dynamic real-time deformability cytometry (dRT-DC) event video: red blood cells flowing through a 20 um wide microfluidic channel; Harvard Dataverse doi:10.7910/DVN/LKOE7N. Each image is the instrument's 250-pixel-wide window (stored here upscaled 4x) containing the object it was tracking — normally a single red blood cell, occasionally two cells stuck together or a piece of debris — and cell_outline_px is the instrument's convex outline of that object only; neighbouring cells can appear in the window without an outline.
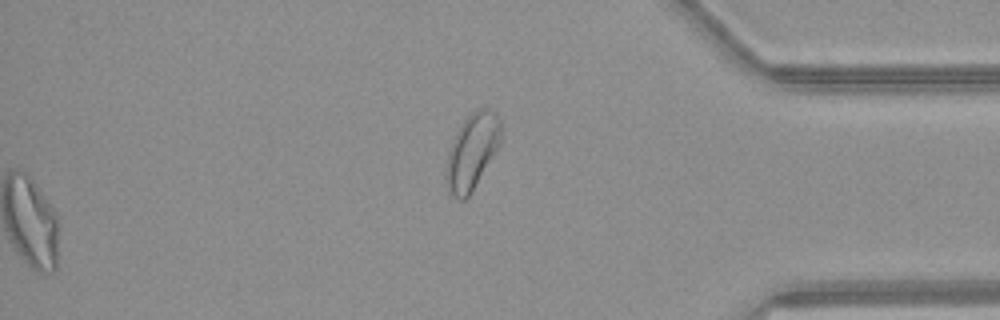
{"species": "common noctule bat (a hibernating species)", "species_latin": "Nyctalus noctula", "temperature_condition": "warm", "stored_images_in_passage": 48, "segment_of_instrument_passage": [2, 2], "camera_frame_rate_fps": 3000, "um_per_image_px": 0.085, "animal": {"sex": "female", "body_mass_g": 21.9}, "frame": {"image": 1, "passage_image": 48, "time_ms": 15.667, "image_size_px": [1000, 320], "cell_outline_px": [[500, 144], [472, 192], [464, 200], [460, 200], [452, 196], [448, 192], [444, 180], [444, 168], [448, 152], [456, 132], [464, 120], [476, 108], [488, 108], [496, 112], [500, 120]], "centroid_in_image_um": [40.08, 12.91], "position_along_channel_um": 395.1, "area_um2": 24.45}}